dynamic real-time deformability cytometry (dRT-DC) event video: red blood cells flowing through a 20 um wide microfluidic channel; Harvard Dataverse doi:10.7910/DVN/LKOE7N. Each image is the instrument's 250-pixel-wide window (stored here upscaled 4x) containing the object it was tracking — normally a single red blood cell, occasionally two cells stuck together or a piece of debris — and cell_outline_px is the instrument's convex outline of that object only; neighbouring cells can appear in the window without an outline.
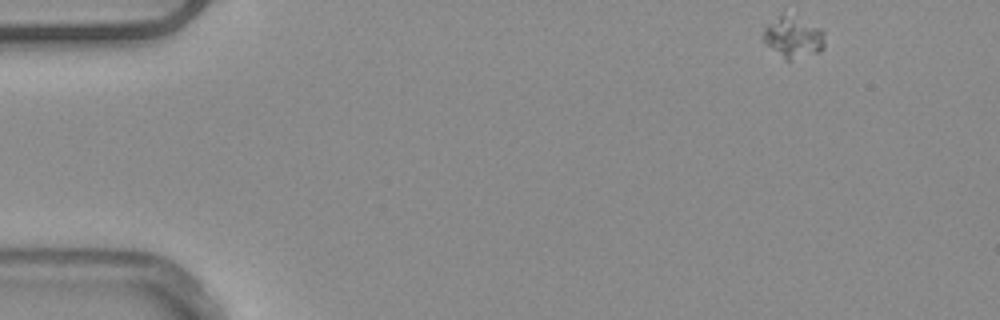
{"species": "common noctule bat (a hibernating species)", "species_latin": "Nyctalus noctula", "temperature_condition": "warm", "stored_images_in_passage": 49, "camera_frame_rate_fps": 3000, "um_per_image_px": 0.085, "animal": {"sex": "male", "body_mass_g": 20.4}, "frame": {"image": 1, "passage_image": 1, "time_ms": 0.0, "image_size_px": [1000, 320], "cell_outline_px": [[824, 48], [820, 52], [788, 60], [784, 60], [764, 40], [764, 28], [780, 12], [820, 28], [824, 32]], "centroid_in_image_um": [67.43, 3.17], "position_along_channel_um": 17.6, "area_um2": 14.39}}
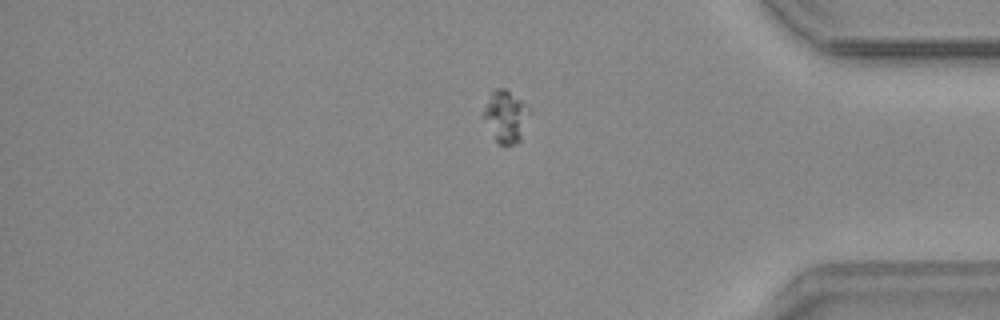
{"frame": {"image": 2, "passage_image": 40, "time_ms": 13.0, "image_size_px": [1000, 320], "cell_outline_px": [[524, 112], [520, 140], [512, 144], [500, 144], [496, 140], [480, 116], [492, 92], [496, 88], [504, 88], [520, 100], [524, 104]], "centroid_in_image_um": [42.84, 9.89], "position_along_channel_um": 392.4, "area_um2": 12.72}}
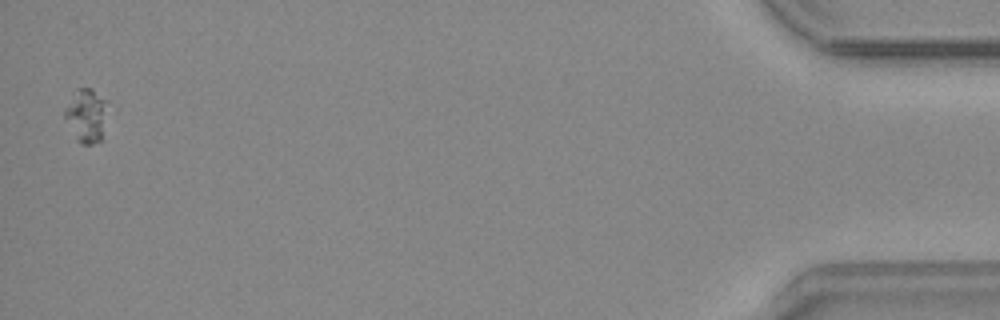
{"frame": {"image": 3, "passage_image": 48, "time_ms": 15.667, "image_size_px": [1000, 320], "cell_outline_px": [[108, 100], [104, 140], [92, 144], [80, 144], [64, 116], [64, 108], [80, 88], [92, 88]], "centroid_in_image_um": [7.42, 9.84], "position_along_channel_um": 427.8, "area_um2": 13.47}}